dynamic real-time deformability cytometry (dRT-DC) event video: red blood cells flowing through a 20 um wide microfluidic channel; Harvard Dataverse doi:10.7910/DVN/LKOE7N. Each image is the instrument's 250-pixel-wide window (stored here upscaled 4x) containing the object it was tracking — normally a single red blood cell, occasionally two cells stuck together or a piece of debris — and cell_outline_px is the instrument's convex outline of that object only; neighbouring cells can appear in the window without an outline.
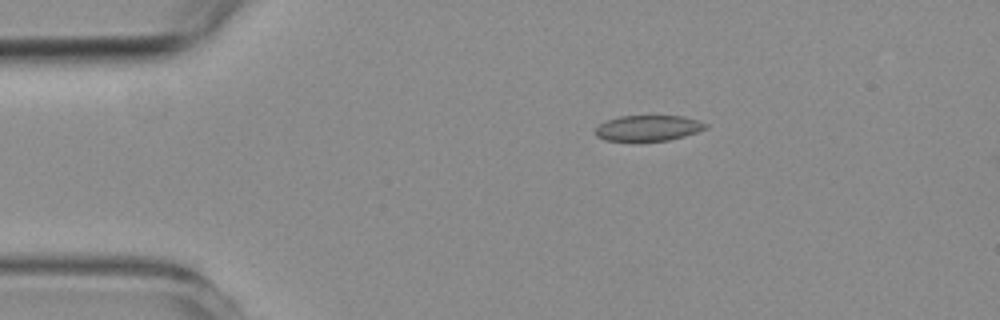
{"species": "common noctule bat (a hibernating species)", "species_latin": "Nyctalus noctula", "temperature_condition": "room temperature", "stored_images_in_passage": 4, "camera_frame_rate_fps": 3000, "um_per_image_px": 0.085, "animal": {"sex": "female", "body_mass_g": 19.3, "forearm_length_mm": 54.1}, "frame": {"image": 1, "passage_image": 1, "time_ms": 0.0, "image_size_px": [1000, 320], "cell_outline_px": [[708, 128], [684, 136], [668, 140], [604, 140], [596, 136], [596, 128], [600, 124], [608, 120], [620, 116], [684, 116], [708, 124]], "centroid_in_image_um": [55.12, 10.88], "position_along_channel_um": 29.9, "area_um2": 16.18}}